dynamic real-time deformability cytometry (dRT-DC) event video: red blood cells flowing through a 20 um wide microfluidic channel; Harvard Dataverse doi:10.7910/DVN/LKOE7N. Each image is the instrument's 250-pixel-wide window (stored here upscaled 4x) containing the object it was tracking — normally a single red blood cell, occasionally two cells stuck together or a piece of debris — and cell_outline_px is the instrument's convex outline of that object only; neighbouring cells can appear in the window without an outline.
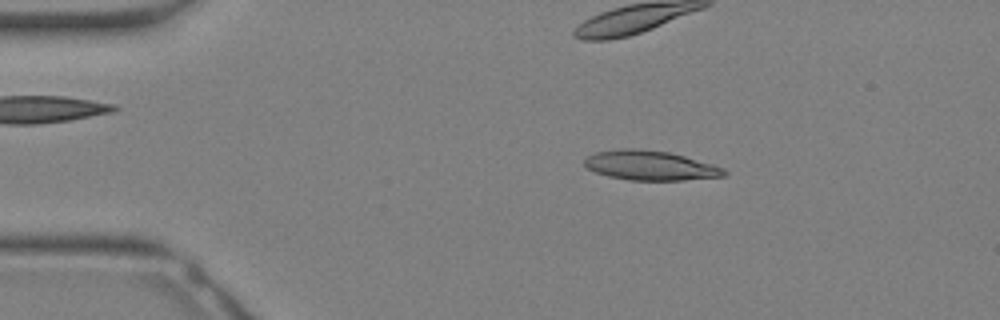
{"species": "Egyptian fruit bat (a non-hibernating species)", "species_latin": "Rousettus aegyptiacus", "temperature_condition": "warm", "stored_images_in_passage": 12, "camera_frame_rate_fps": 3000, "um_per_image_px": 0.085, "animal": {"sex": "female"}, "frame": {"image": 1, "passage_image": 6, "time_ms": 1.667, "image_size_px": [1000, 320], "cell_outline_px": [[728, 176], [684, 180], [628, 180], [608, 176], [596, 172], [588, 168], [584, 164], [584, 160], [588, 156], [596, 152], [620, 148], [636, 148], [668, 152], [684, 156], [712, 164], [724, 168], [728, 172]], "centroid_in_image_um": [55.29, 14.07], "position_along_channel_um": 29.7, "area_um2": 24.1}}